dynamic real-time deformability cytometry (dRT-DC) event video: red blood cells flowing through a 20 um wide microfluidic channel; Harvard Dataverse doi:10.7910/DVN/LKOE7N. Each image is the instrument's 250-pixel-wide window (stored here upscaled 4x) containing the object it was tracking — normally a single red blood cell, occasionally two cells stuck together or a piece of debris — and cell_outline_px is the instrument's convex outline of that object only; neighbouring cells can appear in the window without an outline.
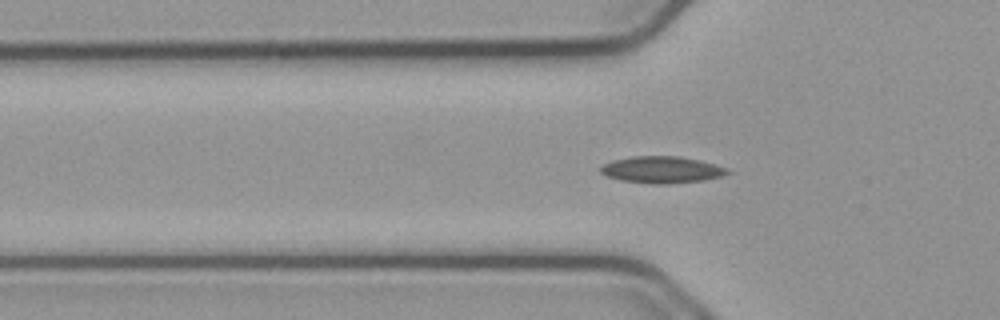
{"species": "common noctule bat (a hibernating species)", "species_latin": "Nyctalus noctula", "temperature_condition": "cold", "stored_images_in_passage": 48, "camera_frame_rate_fps": 3000, "um_per_image_px": 0.085, "animal": {"sex": "male", "body_mass_g": 23.1, "forearm_length_mm": 52.7}, "frame": {"image": 1, "passage_image": 10, "time_ms": 3.0, "image_size_px": [1000, 320], "cell_outline_px": [[728, 172], [720, 176], [704, 180], [668, 184], [652, 184], [620, 180], [608, 176], [600, 172], [600, 168], [604, 164], [612, 160], [632, 156], [680, 156], [700, 160], [724, 168]], "centroid_in_image_um": [56.18, 14.42], "position_along_channel_um": 69.6, "area_um2": 19.54}}
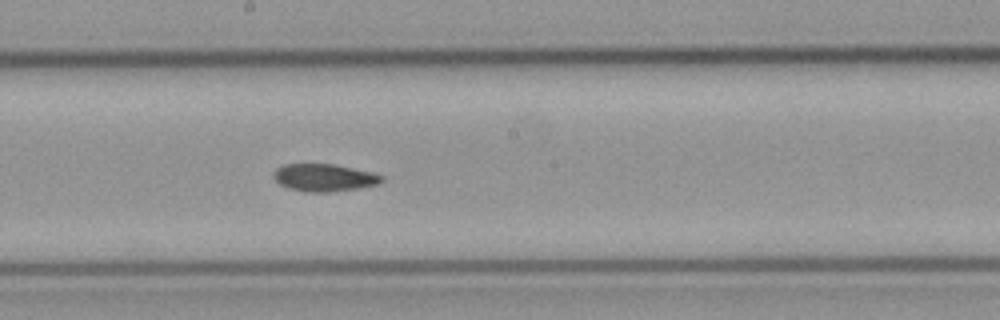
{"frame": {"image": 2, "passage_image": 22, "time_ms": 7.0, "image_size_px": [1000, 320], "cell_outline_px": [[384, 180], [380, 184], [360, 188], [328, 192], [304, 192], [288, 188], [280, 184], [272, 176], [272, 172], [276, 168], [284, 164], [332, 164], [372, 172], [384, 176]], "centroid_in_image_um": [27.55, 15.1], "position_along_channel_um": 220.6, "area_um2": 17.46}}
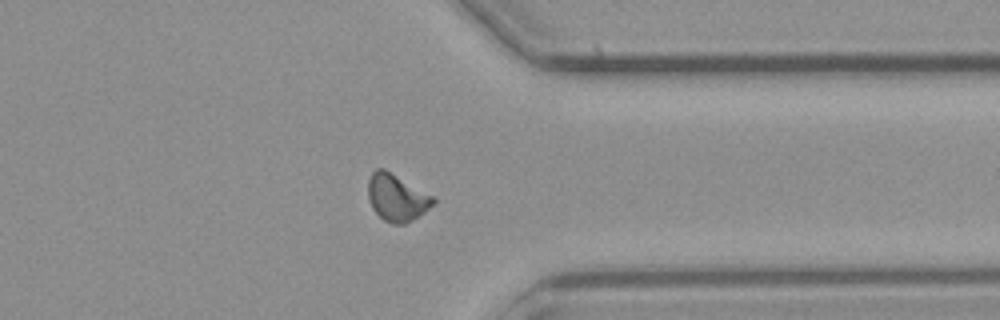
{"frame": {"image": 3, "passage_image": 35, "time_ms": 11.333, "image_size_px": [1000, 320], "cell_outline_px": [[436, 200], [424, 212], [412, 220], [404, 224], [392, 224], [384, 220], [372, 208], [368, 200], [368, 180], [372, 172], [376, 168], [384, 168], [436, 196]], "centroid_in_image_um": [33.73, 16.77], "position_along_channel_um": 377.7, "area_um2": 18.03}, "authors_computed_cell_mechanics": {"area_um2": 17.4556, "velocity_mm_per_s": 3.7506, "shape_relaxation_time_tau1_ms": null, "shape_relaxation_time_tau2_ms": 6.709, "deformation_change_tau1": null, "deformation_change_tau2": 0.0976}}